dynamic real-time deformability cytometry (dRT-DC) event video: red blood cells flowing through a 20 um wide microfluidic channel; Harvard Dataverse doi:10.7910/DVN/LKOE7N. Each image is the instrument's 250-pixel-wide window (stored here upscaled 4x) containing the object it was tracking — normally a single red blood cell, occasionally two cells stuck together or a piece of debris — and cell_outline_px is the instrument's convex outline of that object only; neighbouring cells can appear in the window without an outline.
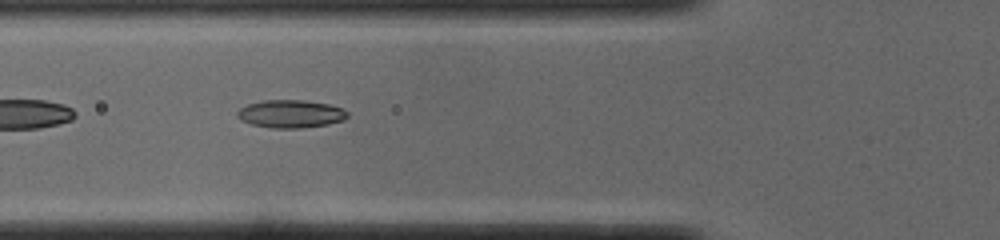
{"species": "common noctule bat (a hibernating species)", "species_latin": "Nyctalus noctula", "temperature_condition": "cold", "stored_images_in_passage": 36, "segment_of_instrument_passage": [1, 2], "camera_frame_rate_fps": 3000, "um_per_image_px": 0.085, "animal": {"sex": "male", "body_mass_g": 19.0, "forearm_length_mm": 50.8}, "frame": {"image": 1, "passage_image": 3, "time_ms": 0.667, "image_size_px": [1000, 240], "cell_outline_px": [[348, 116], [344, 120], [328, 124], [300, 128], [272, 128], [252, 124], [240, 120], [236, 116], [236, 112], [240, 108], [248, 104], [264, 100], [304, 100], [328, 104], [340, 108], [348, 112]], "centroid_in_image_um": [24.68, 9.68], "position_along_channel_um": 101.1, "area_um2": 17.86}}
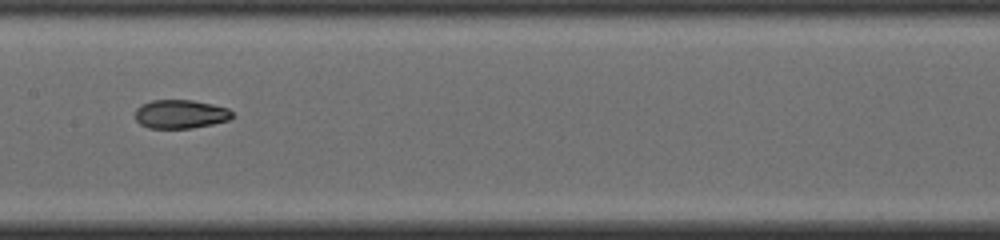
{"frame": {"image": 2, "passage_image": 10, "time_ms": 3.0, "image_size_px": [1000, 240], "cell_outline_px": [[236, 116], [228, 120], [212, 124], [192, 128], [148, 128], [140, 124], [136, 120], [136, 108], [140, 104], [152, 100], [192, 100], [212, 104], [228, 108]], "centroid_in_image_um": [15.34, 9.7], "position_along_channel_um": 192.1, "area_um2": 16.36}}
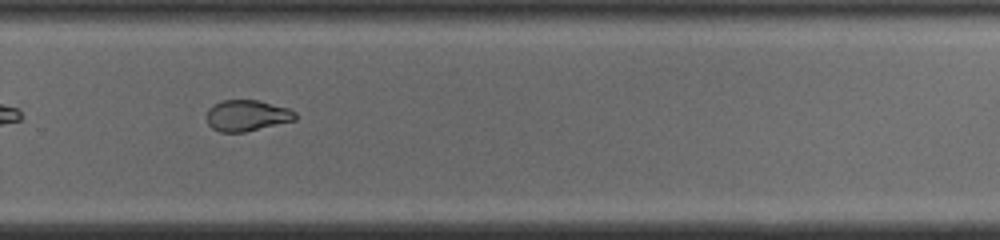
{"frame": {"image": 3, "passage_image": 19, "time_ms": 6.0, "image_size_px": [1000, 240], "cell_outline_px": [[296, 120], [244, 132], [220, 132], [212, 128], [208, 124], [208, 108], [224, 100], [256, 100], [288, 108], [296, 112]], "centroid_in_image_um": [21.01, 9.83], "position_along_channel_um": 308.8, "area_um2": 15.84}}